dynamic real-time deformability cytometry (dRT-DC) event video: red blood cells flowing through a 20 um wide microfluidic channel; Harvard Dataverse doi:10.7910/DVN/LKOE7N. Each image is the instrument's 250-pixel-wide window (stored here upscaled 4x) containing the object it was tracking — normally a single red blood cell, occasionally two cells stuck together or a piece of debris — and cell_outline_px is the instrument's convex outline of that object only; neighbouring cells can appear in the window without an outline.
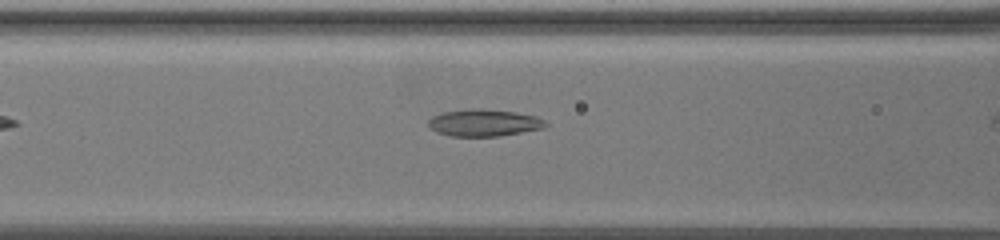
{"species": "common noctule bat (a hibernating species)", "species_latin": "Nyctalus noctula", "temperature_condition": "warm", "stored_images_in_passage": 9, "camera_frame_rate_fps": 3000, "um_per_image_px": 0.085, "animal": {"sex": "female", "body_mass_g": 19.5, "forearm_length_mm": 54.1}, "frame": {"image": 1, "passage_image": 3, "time_ms": 0.667, "image_size_px": [1000, 240], "cell_outline_px": [[548, 124], [544, 128], [500, 136], [452, 136], [436, 132], [428, 128], [428, 120], [432, 116], [444, 112], [472, 108], [480, 108], [516, 112], [536, 116], [544, 120]], "centroid_in_image_um": [41.12, 10.43], "position_along_channel_um": 125.5, "area_um2": 18.55}}
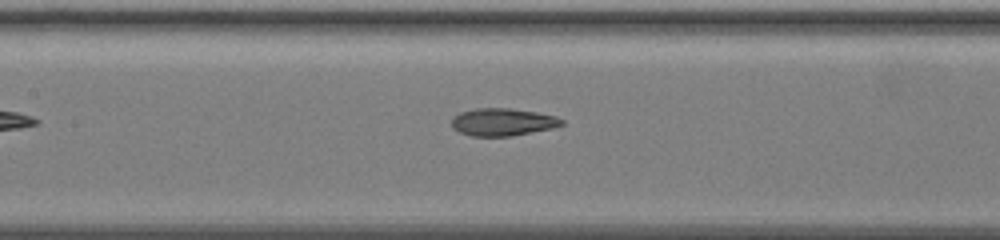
{"frame": {"image": 2, "passage_image": 7, "time_ms": 2.0, "image_size_px": [1000, 240], "cell_outline_px": [[564, 124], [552, 128], [512, 136], [472, 136], [460, 132], [452, 128], [452, 116], [460, 112], [476, 108], [512, 108], [536, 112], [556, 116], [564, 120]], "centroid_in_image_um": [42.72, 10.36], "position_along_channel_um": 164.7, "area_um2": 17.74}}